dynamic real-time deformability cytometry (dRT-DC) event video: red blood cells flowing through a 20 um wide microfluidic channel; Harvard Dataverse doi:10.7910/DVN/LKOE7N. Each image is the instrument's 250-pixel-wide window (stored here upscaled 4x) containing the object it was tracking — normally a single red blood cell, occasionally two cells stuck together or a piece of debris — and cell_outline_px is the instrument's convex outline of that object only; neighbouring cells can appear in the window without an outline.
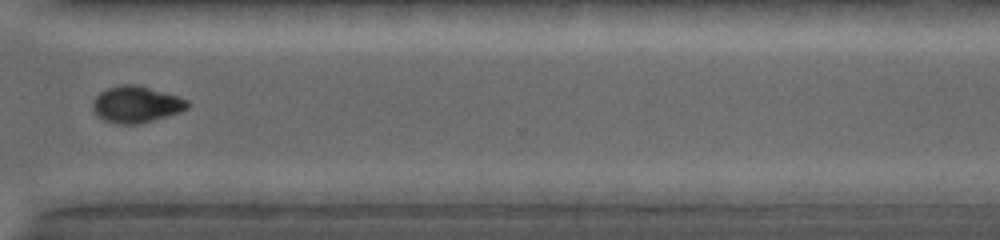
{"species": "common noctule bat (a hibernating species)", "species_latin": "Nyctalus noctula", "temperature_condition": "warm", "stored_images_in_passage": 30, "camera_frame_rate_fps": 5000, "um_per_image_px": 0.085, "animal": {"sex": "female", "body_mass_g": 19.0, "forearm_length_mm": 53.3}, "frame": {"image": 1, "passage_image": 22, "time_ms": 8.4, "image_size_px": [1000, 240], "cell_outline_px": [[192, 104], [188, 108], [180, 112], [168, 116], [140, 124], [116, 124], [104, 120], [96, 116], [92, 112], [92, 100], [100, 92], [108, 88], [120, 84], [136, 84], [176, 96], [188, 100]], "centroid_in_image_um": [11.55, 8.89], "position_along_channel_um": 359.1, "area_um2": 20.4}, "authors_computed_cell_mechanics": {"area_um2": 20.6635, "velocity_mm_per_s": 4.0596, "shape_relaxation_time_tau1_ms": 3.2185, "shape_relaxation_time_tau2_ms": null, "deformation_change_tau1": 0.1429, "deformation_change_tau2": null}}